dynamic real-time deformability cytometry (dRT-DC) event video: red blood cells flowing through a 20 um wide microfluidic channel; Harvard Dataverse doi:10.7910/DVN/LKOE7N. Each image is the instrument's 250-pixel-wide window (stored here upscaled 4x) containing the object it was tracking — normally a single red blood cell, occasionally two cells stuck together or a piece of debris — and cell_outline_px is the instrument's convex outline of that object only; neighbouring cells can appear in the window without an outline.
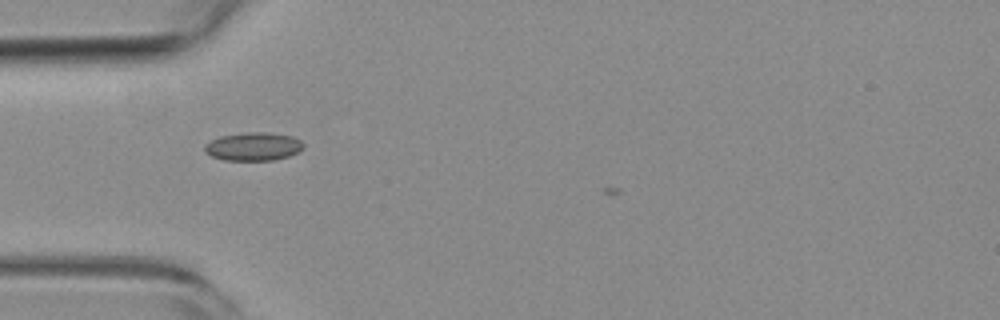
{"species": "common noctule bat (a hibernating species)", "species_latin": "Nyctalus noctula", "temperature_condition": "room temperature", "stored_images_in_passage": 5, "camera_frame_rate_fps": 3000, "um_per_image_px": 0.085, "animal": {"sex": "female", "body_mass_g": 19.3, "forearm_length_mm": 54.1}, "frame": {"image": 1, "passage_image": 2, "time_ms": 0.333, "image_size_px": [1000, 320], "cell_outline_px": [[304, 148], [288, 156], [272, 160], [224, 160], [212, 156], [204, 152], [204, 144], [220, 136], [244, 132], [268, 132], [292, 136], [300, 140], [304, 144]], "centroid_in_image_um": [21.52, 12.44], "position_along_channel_um": 63.5, "area_um2": 16.3}}